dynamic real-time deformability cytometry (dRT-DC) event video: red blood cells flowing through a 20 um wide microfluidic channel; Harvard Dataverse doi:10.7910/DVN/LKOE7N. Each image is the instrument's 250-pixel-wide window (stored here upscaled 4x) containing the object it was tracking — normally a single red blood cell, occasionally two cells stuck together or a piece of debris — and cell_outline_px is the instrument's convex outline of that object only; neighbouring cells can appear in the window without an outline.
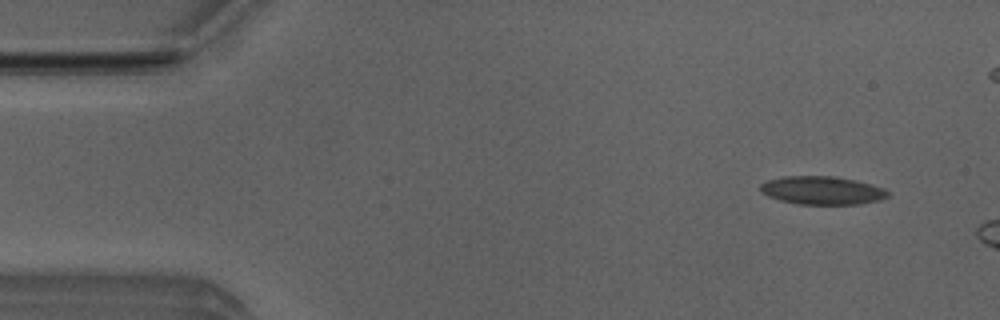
{"species": "Egyptian fruit bat (a non-hibernating species)", "species_latin": "Rousettus aegyptiacus", "temperature_condition": "room temperature", "stored_images_in_passage": 3, "camera_frame_rate_fps": 3000, "um_per_image_px": 0.085, "animal": {"sex": "male"}, "frame": {"image": 1, "passage_image": 1, "time_ms": 0.0, "image_size_px": [1000, 320], "cell_outline_px": [[892, 196], [880, 200], [860, 204], [800, 204], [780, 200], [768, 196], [760, 192], [760, 184], [768, 180], [784, 176], [832, 176], [856, 180], [872, 184], [884, 188]], "centroid_in_image_um": [69.91, 16.18], "position_along_channel_um": 15.1, "area_um2": 21.1}}